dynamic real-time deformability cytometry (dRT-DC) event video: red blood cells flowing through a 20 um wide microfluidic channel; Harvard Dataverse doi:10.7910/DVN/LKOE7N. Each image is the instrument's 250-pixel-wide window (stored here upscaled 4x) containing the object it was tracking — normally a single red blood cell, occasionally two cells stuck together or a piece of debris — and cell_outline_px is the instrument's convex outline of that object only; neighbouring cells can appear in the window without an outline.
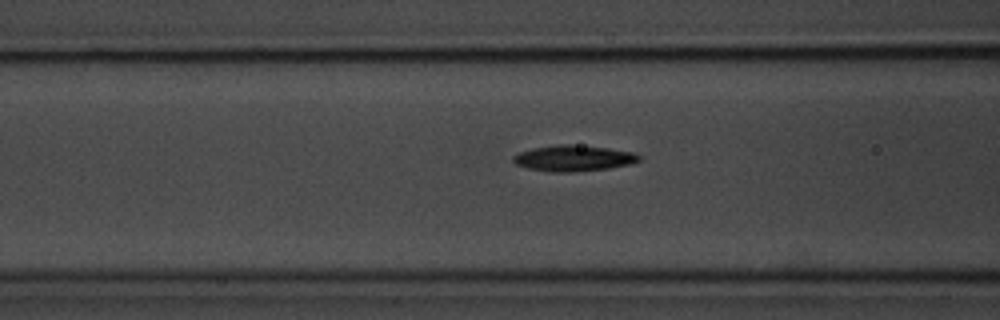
{"species": "common noctule bat (a hibernating species)", "species_latin": "Nyctalus noctula", "temperature_condition": "room temperature", "stored_images_in_passage": 35, "camera_frame_rate_fps": 3000, "um_per_image_px": 0.085, "animal": {"sex": "male", "body_mass_g": 20.1, "forearm_length_mm": 53.5}, "frame": {"image": 1, "passage_image": 5, "time_ms": 1.333, "image_size_px": [1000, 320], "cell_outline_px": [[640, 160], [632, 164], [608, 168], [572, 172], [552, 172], [528, 168], [516, 164], [512, 160], [512, 156], [520, 152], [532, 148], [560, 144], [572, 144], [608, 148], [636, 152], [640, 156]], "centroid_in_image_um": [48.77, 13.44], "position_along_channel_um": 117.8, "area_um2": 19.07}}
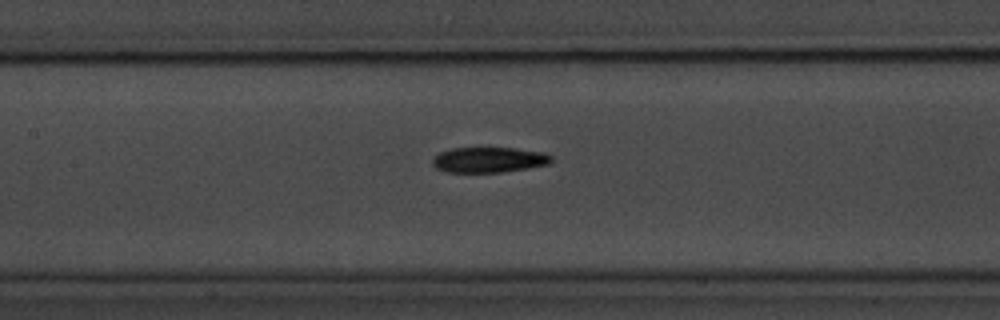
{"frame": {"image": 2, "passage_image": 9, "time_ms": 2.667, "image_size_px": [1000, 320], "cell_outline_px": [[552, 160], [548, 164], [528, 168], [500, 172], [444, 172], [436, 168], [432, 164], [432, 160], [440, 152], [452, 148], [512, 148], [544, 152], [552, 156]], "centroid_in_image_um": [41.55, 13.58], "position_along_channel_um": 165.9, "area_um2": 17.51}}
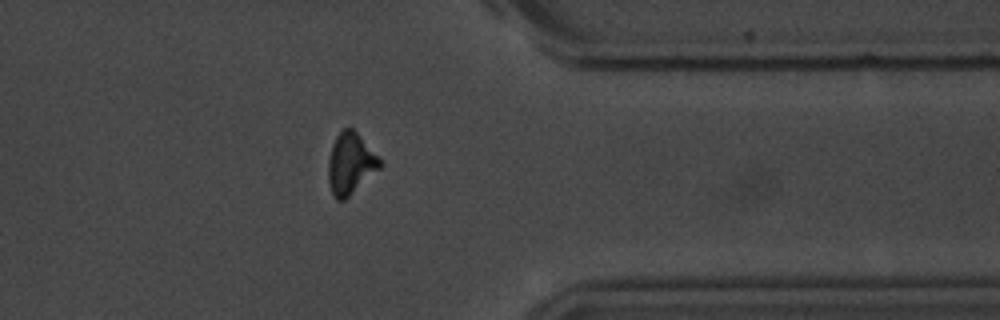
{"frame": {"image": 3, "passage_image": 28, "time_ms": 9.0, "image_size_px": [1000, 320], "cell_outline_px": [[384, 164], [380, 168], [344, 200], [336, 200], [332, 192], [328, 180], [328, 160], [332, 144], [336, 136], [344, 128], [352, 128], [356, 132]], "centroid_in_image_um": [29.77, 13.91], "position_along_channel_um": 381.6, "area_um2": 18.09}, "authors_computed_cell_mechanics": {"area_um2": 18.3226, "velocity_mm_per_s": 3.5815, "shape_relaxation_time_tau1_ms": 3.4071, "shape_relaxation_time_tau2_ms": 8.0419, "deformation_change_tau1": 0.1416, "deformation_change_tau2": 0.1593}}